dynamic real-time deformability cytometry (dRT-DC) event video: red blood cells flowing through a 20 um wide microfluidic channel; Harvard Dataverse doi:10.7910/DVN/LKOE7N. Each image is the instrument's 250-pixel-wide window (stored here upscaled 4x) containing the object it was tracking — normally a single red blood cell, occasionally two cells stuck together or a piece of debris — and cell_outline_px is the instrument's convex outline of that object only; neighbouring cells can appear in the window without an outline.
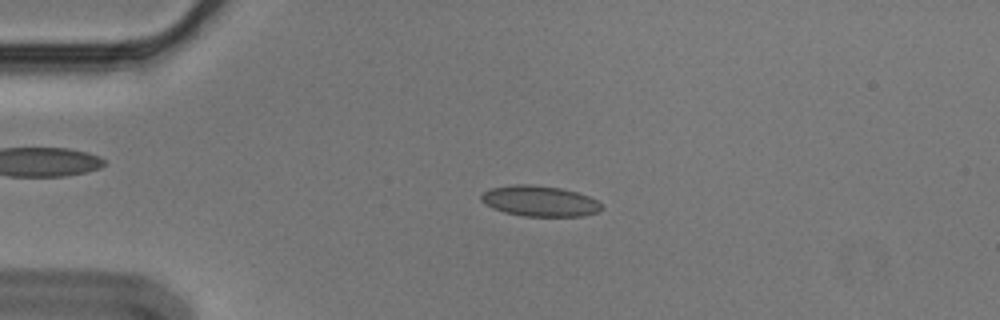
{"species": "Egyptian fruit bat (a non-hibernating species)", "species_latin": "Rousettus aegyptiacus", "temperature_condition": "cold", "stored_images_in_passage": 5, "camera_frame_rate_fps": 3000, "um_per_image_px": 0.085, "animal": {"sex": "male"}, "frame": {"image": 1, "passage_image": 4, "time_ms": 1.0, "image_size_px": [1000, 320], "cell_outline_px": [[604, 208], [600, 212], [580, 216], [524, 216], [504, 212], [492, 208], [484, 204], [480, 200], [480, 196], [488, 188], [516, 184], [532, 184], [560, 188], [576, 192], [588, 196], [596, 200]], "centroid_in_image_um": [45.84, 17.09], "position_along_channel_um": 39.2, "area_um2": 21.62}}